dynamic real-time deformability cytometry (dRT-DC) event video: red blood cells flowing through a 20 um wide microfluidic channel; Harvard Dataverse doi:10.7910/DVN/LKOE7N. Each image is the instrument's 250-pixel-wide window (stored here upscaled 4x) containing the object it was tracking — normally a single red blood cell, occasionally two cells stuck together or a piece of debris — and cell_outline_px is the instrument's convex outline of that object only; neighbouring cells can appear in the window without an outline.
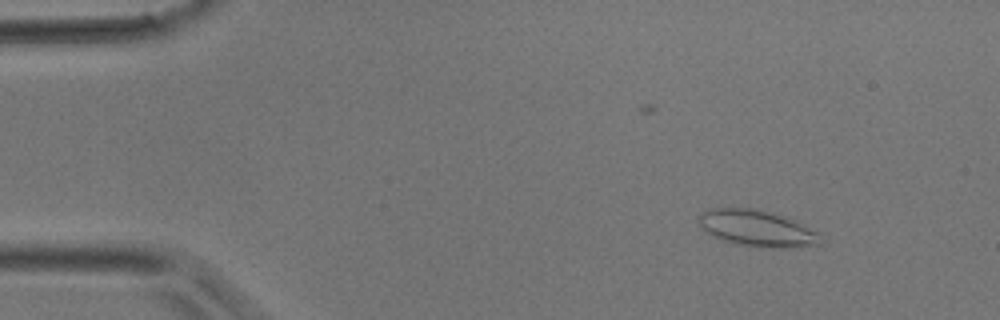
{"species": "common noctule bat (a hibernating species)", "species_latin": "Nyctalus noctula", "temperature_condition": "room temperature", "stored_images_in_passage": 3, "camera_frame_rate_fps": 3000, "um_per_image_px": 0.085, "animal": {"sex": "male", "body_mass_g": 17.9}, "frame": {"image": 1, "passage_image": 1, "time_ms": 0.0, "image_size_px": [1000, 320], "cell_outline_px": [[824, 244], [784, 248], [768, 248], [732, 244], [700, 228], [700, 216], [708, 208], [756, 208], [772, 212], [796, 220], [816, 232]], "centroid_in_image_um": [64.37, 19.41], "position_along_channel_um": 20.6, "area_um2": 25.78}}